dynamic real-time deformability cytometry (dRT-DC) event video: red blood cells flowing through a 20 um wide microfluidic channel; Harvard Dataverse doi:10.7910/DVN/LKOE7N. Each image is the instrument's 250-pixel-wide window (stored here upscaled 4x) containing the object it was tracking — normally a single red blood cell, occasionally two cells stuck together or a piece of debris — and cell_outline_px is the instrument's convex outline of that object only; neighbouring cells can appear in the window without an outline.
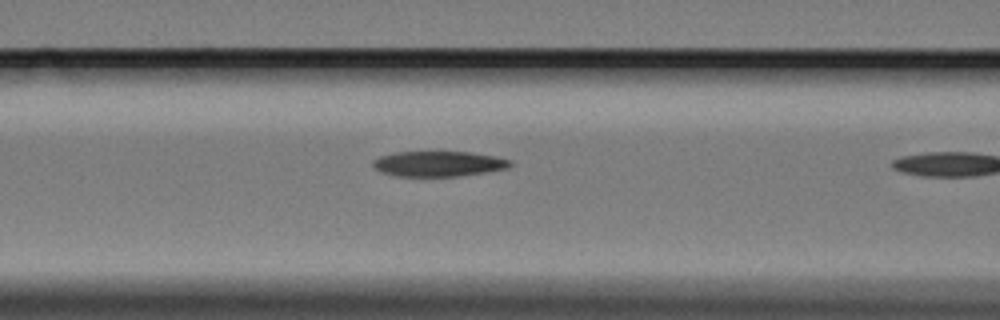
{"species": "Egyptian fruit bat (a non-hibernating species)", "species_latin": "Rousettus aegyptiacus", "temperature_condition": "cold", "stored_images_in_passage": 11, "camera_frame_rate_fps": 3000, "um_per_image_px": 0.085, "animal": {"sex": "female"}, "frame": {"image": 1, "passage_image": 10, "time_ms": 3.0, "image_size_px": [1000, 320], "cell_outline_px": [[512, 164], [508, 168], [488, 172], [460, 176], [396, 176], [380, 172], [372, 164], [372, 160], [380, 156], [396, 152], [472, 152], [496, 156], [512, 160]], "centroid_in_image_um": [37.31, 13.92], "position_along_channel_um": 129.3, "area_um2": 20.4}}